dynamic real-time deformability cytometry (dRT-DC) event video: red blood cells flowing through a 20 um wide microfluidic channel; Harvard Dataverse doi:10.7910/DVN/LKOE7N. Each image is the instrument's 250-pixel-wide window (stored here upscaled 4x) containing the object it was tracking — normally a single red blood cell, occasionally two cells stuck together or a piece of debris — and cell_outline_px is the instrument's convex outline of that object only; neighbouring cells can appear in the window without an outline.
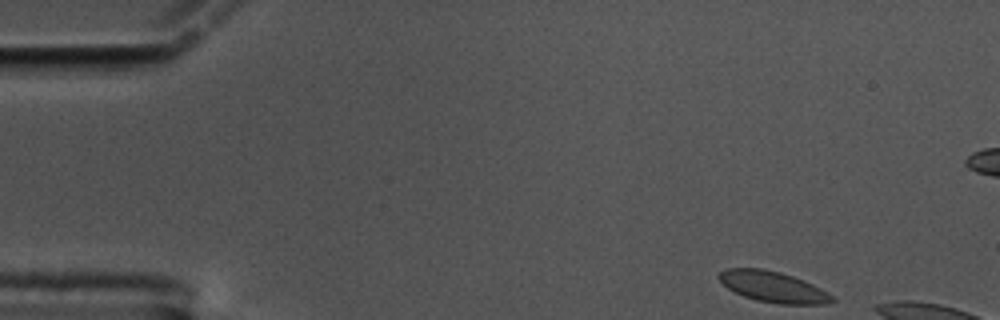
{"species": "common noctule bat (a hibernating species)", "species_latin": "Nyctalus noctula", "temperature_condition": "cold", "stored_images_in_passage": 13, "camera_frame_rate_fps": 3000, "um_per_image_px": 0.085, "animal": {"sex": "male", "body_mass_g": 17.5, "forearm_length_mm": 52.3}, "frame": {"image": 1, "passage_image": 1, "time_ms": 0.0, "image_size_px": [1000, 320], "cell_outline_px": [[836, 300], [828, 304], [780, 304], [756, 300], [744, 296], [728, 288], [716, 276], [724, 268], [764, 268], [780, 272], [804, 280], [828, 292]], "centroid_in_image_um": [65.71, 24.37], "position_along_channel_um": 19.3, "area_um2": 20.35}}